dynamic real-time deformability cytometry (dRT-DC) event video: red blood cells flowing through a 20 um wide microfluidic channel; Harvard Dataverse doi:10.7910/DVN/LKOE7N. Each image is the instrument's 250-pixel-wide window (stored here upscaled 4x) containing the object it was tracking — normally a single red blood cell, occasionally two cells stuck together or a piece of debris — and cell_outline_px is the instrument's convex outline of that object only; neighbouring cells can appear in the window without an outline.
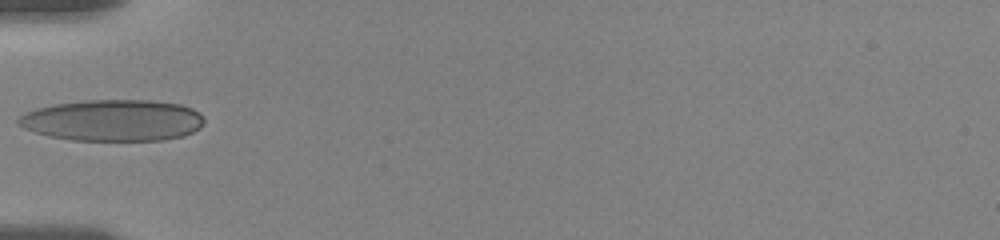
{"species": "human", "species_latin": "Homo sapiens", "temperature_condition": "room temperature", "stored_images_in_passage": 59, "camera_frame_rate_fps": 3000, "um_per_image_px": 0.085, "donor": {"sex": "female"}, "frame": {"image": 1, "passage_image": 1, "time_ms": 0.0, "image_size_px": [1000, 240], "cell_outline_px": [[204, 124], [200, 128], [184, 136], [164, 140], [72, 140], [48, 136], [24, 128], [16, 124], [16, 120], [24, 112], [36, 108], [56, 104], [84, 100], [152, 100], [180, 104], [192, 108], [200, 112], [204, 116]], "centroid_in_image_um": [9.61, 10.22], "position_along_channel_um": 75.4, "area_um2": 45.2}}
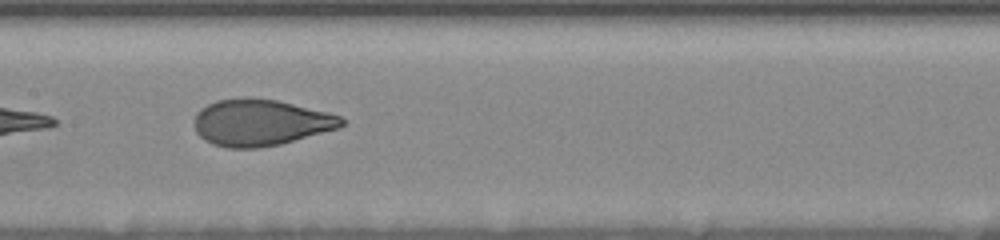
{"frame": {"image": 2, "passage_image": 15, "time_ms": 3.0, "image_size_px": [1000, 240], "cell_outline_px": [[344, 124], [340, 128], [280, 144], [260, 148], [228, 148], [212, 144], [204, 140], [196, 132], [196, 112], [200, 108], [216, 100], [276, 100], [328, 112], [340, 116], [344, 120]], "centroid_in_image_um": [22.16, 10.45], "position_along_channel_um": 185.2, "area_um2": 39.19}}
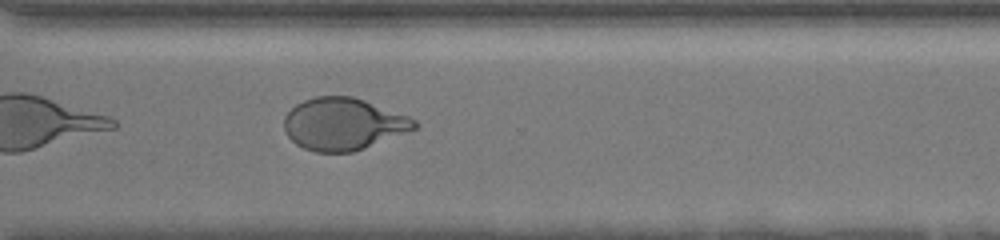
{"frame": {"image": 3, "passage_image": 34, "time_ms": 7.333, "image_size_px": [1000, 240], "cell_outline_px": [[420, 124], [416, 128], [364, 148], [352, 152], [316, 152], [304, 148], [296, 144], [284, 132], [284, 116], [296, 104], [304, 100], [316, 96], [352, 96], [364, 100], [408, 116], [416, 120]], "centroid_in_image_um": [29.15, 10.54], "position_along_channel_um": 341.4, "area_um2": 39.36}, "authors_computed_cell_mechanics": {"area_um2": 40.4022, "velocity_mm_per_s": 3.6229, "shape_relaxation_time_tau1_ms": 4.672, "shape_relaxation_time_tau2_ms": null, "deformation_change_tau1": 0.1966, "deformation_change_tau2": null}}